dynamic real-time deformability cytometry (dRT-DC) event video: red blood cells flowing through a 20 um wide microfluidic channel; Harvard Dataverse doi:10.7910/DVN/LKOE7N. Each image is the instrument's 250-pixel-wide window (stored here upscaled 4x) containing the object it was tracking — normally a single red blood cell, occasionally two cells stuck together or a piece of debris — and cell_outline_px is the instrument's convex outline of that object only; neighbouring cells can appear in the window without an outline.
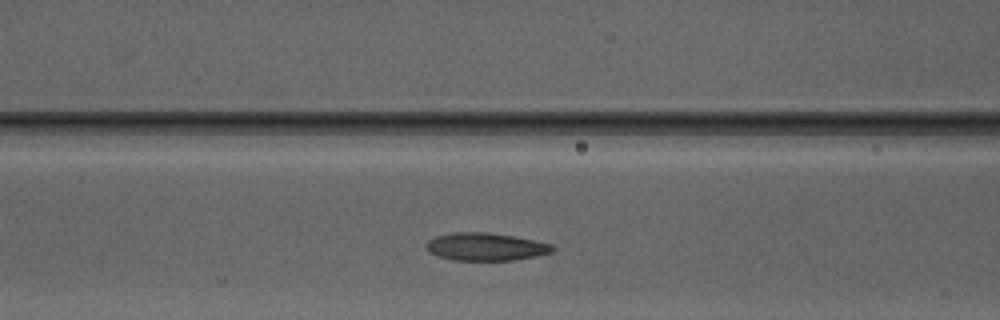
{"species": "Egyptian fruit bat (a non-hibernating species)", "species_latin": "Rousettus aegyptiacus", "temperature_condition": "warm", "stored_images_in_passage": 24, "camera_frame_rate_fps": 3000, "um_per_image_px": 0.085, "animal": {"sex": "male"}, "frame": {"image": 1, "passage_image": 5, "time_ms": 1.333, "image_size_px": [1000, 320], "cell_outline_px": [[556, 248], [552, 252], [536, 256], [512, 260], [452, 260], [436, 256], [428, 252], [428, 240], [436, 236], [452, 232], [488, 232], [536, 240], [552, 244]], "centroid_in_image_um": [41.29, 20.97], "position_along_channel_um": 125.3, "area_um2": 20.46}}
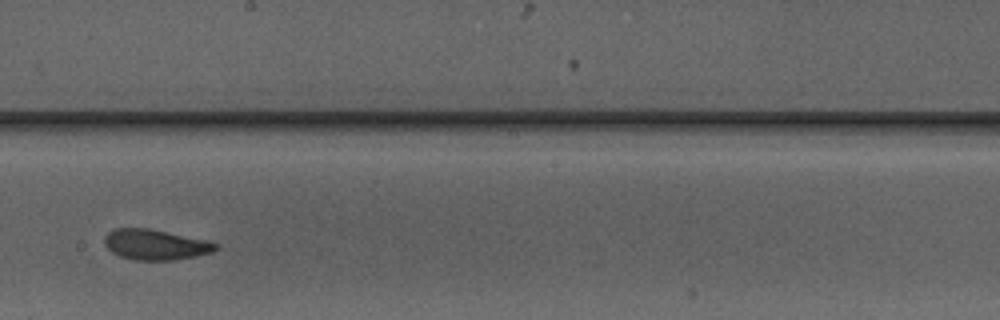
{"frame": {"image": 2, "passage_image": 13, "time_ms": 4.0, "image_size_px": [1000, 320], "cell_outline_px": [[220, 248], [212, 252], [196, 256], [176, 260], [136, 260], [120, 256], [112, 252], [104, 244], [104, 236], [112, 228], [148, 228], [204, 240], [220, 244]], "centroid_in_image_um": [13.2, 20.79], "position_along_channel_um": 235.0, "area_um2": 19.71}}
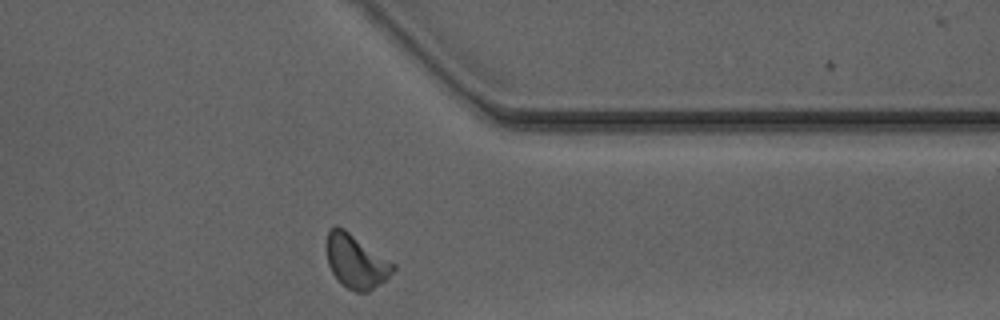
{"frame": {"image": 3, "passage_image": 24, "time_ms": 7.667, "image_size_px": [1000, 320], "cell_outline_px": [[396, 268], [384, 280], [368, 292], [356, 292], [348, 288], [332, 272], [328, 264], [328, 232], [336, 224], [344, 228], [396, 264]], "centroid_in_image_um": [30.29, 22.2], "position_along_channel_um": 381.1, "area_um2": 20.35}, "authors_computed_cell_mechanics": {"area_um2": 20.0566, "velocity_mm_per_s": 4.1171, "shape_relaxation_time_tau1_ms": 3.7858, "shape_relaxation_time_tau2_ms": 1.9111, "deformation_change_tau1": 0.1272, "deformation_change_tau2": 0.0779}}